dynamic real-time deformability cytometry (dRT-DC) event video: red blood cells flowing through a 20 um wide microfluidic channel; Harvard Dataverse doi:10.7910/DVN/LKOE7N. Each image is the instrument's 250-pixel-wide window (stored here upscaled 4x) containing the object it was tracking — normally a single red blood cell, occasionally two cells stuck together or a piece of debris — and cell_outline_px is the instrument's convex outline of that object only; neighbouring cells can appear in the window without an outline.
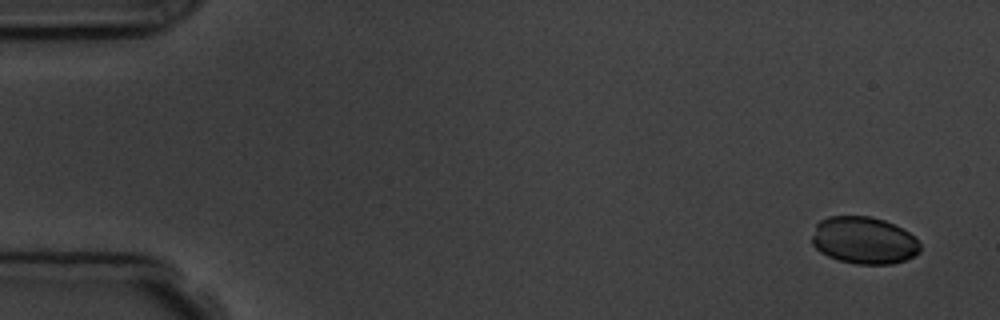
{"species": "common noctule bat (a hibernating species)", "species_latin": "Nyctalus noctula", "temperature_condition": "room temperature", "stored_images_in_passage": 15, "camera_frame_rate_fps": 3000, "um_per_image_px": 0.085, "animal": {"sex": "male", "body_mass_g": 19.5, "forearm_length_mm": 54.6}, "frame": {"image": 1, "passage_image": 1, "time_ms": 0.0, "image_size_px": [1000, 320], "cell_outline_px": [[920, 252], [904, 260], [892, 264], [856, 264], [840, 260], [828, 256], [820, 252], [812, 244], [812, 236], [816, 224], [820, 220], [828, 216], [872, 216], [884, 220], [908, 232], [920, 244]], "centroid_in_image_um": [73.4, 20.43], "position_along_channel_um": 11.6, "area_um2": 29.59}}
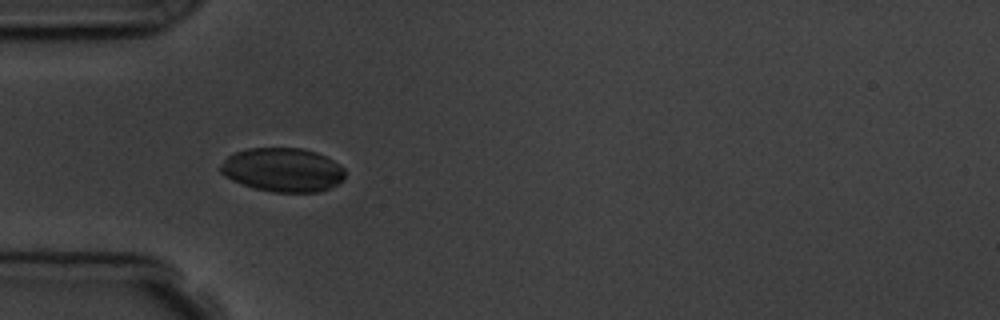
{"frame": {"image": 2, "passage_image": 5, "time_ms": 4.667, "image_size_px": [1000, 320], "cell_outline_px": [[344, 180], [320, 192], [272, 192], [256, 188], [232, 180], [224, 176], [220, 172], [220, 164], [228, 156], [236, 152], [248, 148], [304, 148], [316, 152], [340, 164], [344, 168]], "centroid_in_image_um": [24.03, 14.43], "position_along_channel_um": 61.0, "area_um2": 31.79}}